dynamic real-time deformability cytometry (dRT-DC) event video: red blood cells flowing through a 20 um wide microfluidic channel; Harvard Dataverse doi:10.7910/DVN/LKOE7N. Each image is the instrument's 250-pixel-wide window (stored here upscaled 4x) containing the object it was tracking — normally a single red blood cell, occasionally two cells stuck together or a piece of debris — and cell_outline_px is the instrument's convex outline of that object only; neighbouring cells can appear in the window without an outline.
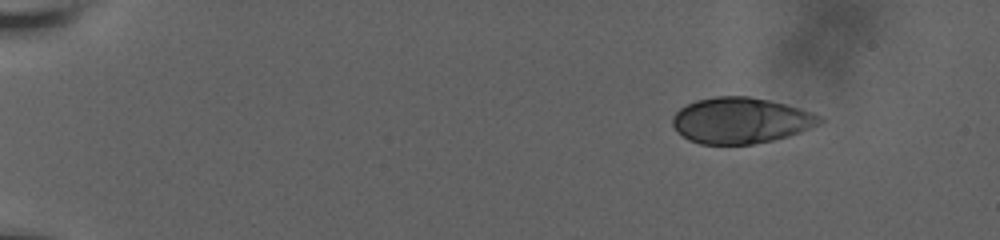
{"species": "human", "species_latin": "Homo sapiens", "temperature_condition": "room temperature", "stored_images_in_passage": 52, "camera_frame_rate_fps": 3000, "um_per_image_px": 0.085, "donor": {"sex": "male"}, "frame": {"image": 1, "passage_image": 1, "time_ms": 0.0, "image_size_px": [1000, 240], "cell_outline_px": [[824, 120], [820, 124], [800, 132], [788, 136], [772, 140], [752, 144], [700, 144], [688, 140], [672, 124], [672, 116], [680, 108], [696, 100], [716, 96], [748, 96], [768, 100], [784, 104], [812, 112], [820, 116]], "centroid_in_image_um": [62.96, 10.24], "position_along_channel_um": 22.0, "area_um2": 39.13}}
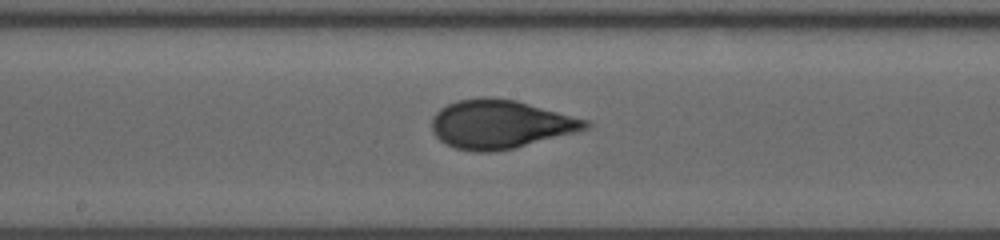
{"frame": {"image": 2, "passage_image": 27, "time_ms": 8.667, "image_size_px": [1000, 240], "cell_outline_px": [[592, 124], [588, 128], [576, 132], [512, 148], [492, 152], [472, 152], [456, 148], [440, 140], [432, 132], [432, 116], [440, 108], [456, 100], [484, 96], [516, 100], [588, 120]], "centroid_in_image_um": [42.49, 10.55], "position_along_channel_um": 205.7, "area_um2": 43.41}}
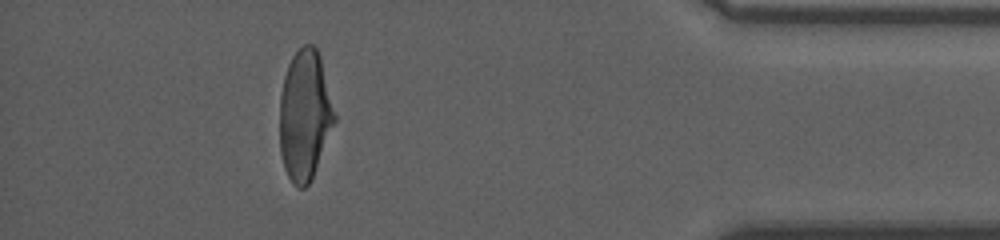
{"frame": {"image": 3, "passage_image": 47, "time_ms": 15.333, "image_size_px": [1000, 240], "cell_outline_px": [[336, 120], [312, 180], [304, 188], [296, 188], [292, 184], [284, 168], [280, 152], [280, 96], [284, 76], [288, 64], [292, 56], [304, 44], [312, 44], [316, 48], [320, 56], [336, 116]], "centroid_in_image_um": [25.9, 9.83], "position_along_channel_um": 409.3, "area_um2": 41.79}, "authors_computed_cell_mechanics": {"area_um2": 42.1362, "velocity_mm_per_s": 3.6579, "shape_relaxation_time_tau1_ms": 5.6474, "shape_relaxation_time_tau2_ms": null, "deformation_change_tau1": 0.2119, "deformation_change_tau2": null}}